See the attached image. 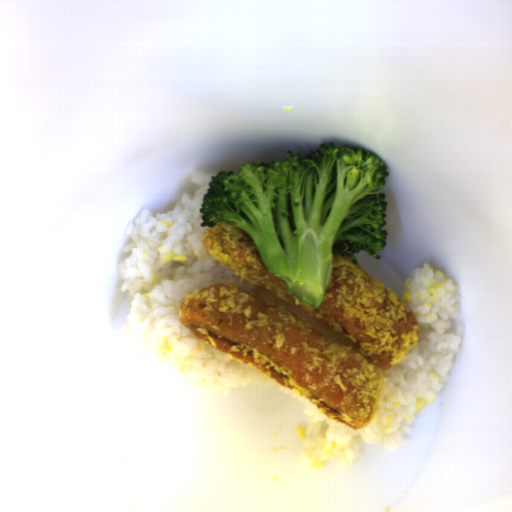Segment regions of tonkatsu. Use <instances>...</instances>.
I'll return each mask as SVG.
<instances>
[{
    "label": "tonkatsu",
    "instance_id": "obj_1",
    "mask_svg": "<svg viewBox=\"0 0 512 512\" xmlns=\"http://www.w3.org/2000/svg\"><path fill=\"white\" fill-rule=\"evenodd\" d=\"M201 242L238 278L308 314L346 346L297 314L222 281L191 292L179 309V323L198 340L302 394L323 415L356 430L366 427L380 403L385 371L419 337L412 310L358 261L354 265L339 254L323 301L314 308L289 295L243 229L216 222Z\"/></svg>",
    "mask_w": 512,
    "mask_h": 512
}]
</instances>
